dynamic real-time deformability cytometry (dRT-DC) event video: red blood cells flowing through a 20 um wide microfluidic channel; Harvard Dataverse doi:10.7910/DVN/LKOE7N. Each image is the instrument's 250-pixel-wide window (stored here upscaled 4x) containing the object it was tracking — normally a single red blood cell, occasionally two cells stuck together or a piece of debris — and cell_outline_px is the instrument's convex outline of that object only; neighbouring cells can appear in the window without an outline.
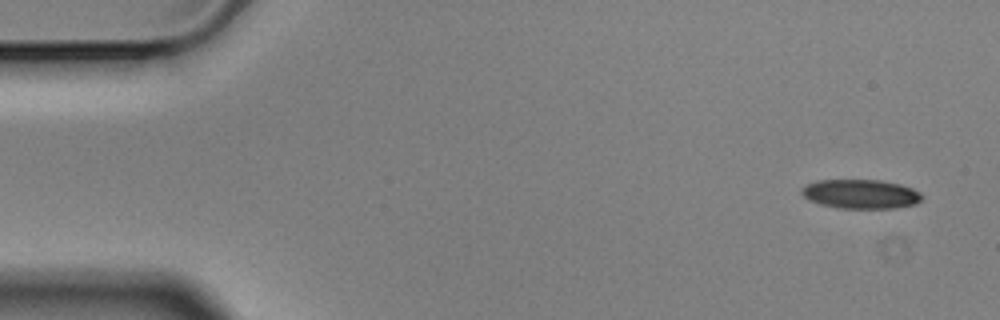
{"species": "Egyptian fruit bat (a non-hibernating species)", "species_latin": "Rousettus aegyptiacus", "temperature_condition": "cold", "stored_images_in_passage": 10, "camera_frame_rate_fps": 3000, "um_per_image_px": 0.085, "animal": {"sex": "male"}, "frame": {"image": 1, "passage_image": 1, "time_ms": 0.0, "image_size_px": [1000, 320], "cell_outline_px": [[924, 196], [916, 204], [896, 208], [836, 208], [820, 204], [808, 200], [800, 192], [800, 188], [816, 180], [880, 180], [900, 184], [912, 188], [920, 192]], "centroid_in_image_um": [73.15, 16.49], "position_along_channel_um": 11.8, "area_um2": 20.63}}
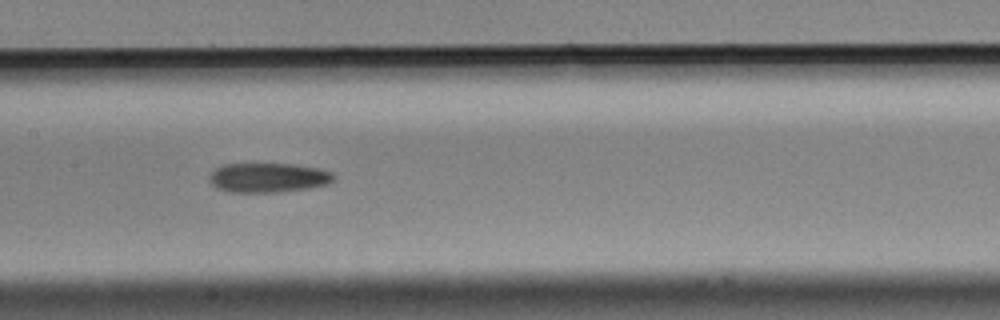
{"frame": {"image": 2, "passage_image": 7, "time_ms": 2.0, "image_size_px": [1000, 320], "cell_outline_px": [[332, 180], [328, 184], [308, 188], [280, 192], [228, 192], [216, 188], [208, 180], [208, 176], [216, 168], [224, 164], [292, 164], [316, 168], [332, 172]], "centroid_in_image_um": [22.73, 15.11], "position_along_channel_um": 184.7, "area_um2": 21.27}}
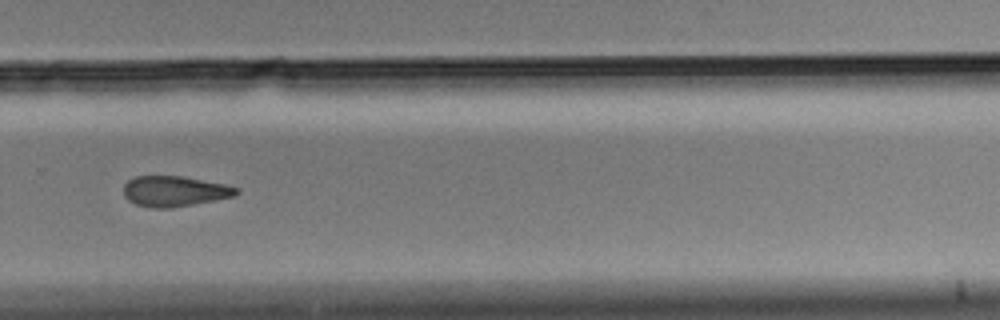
{"frame": {"image": 3, "passage_image": 10, "time_ms": 3.0, "image_size_px": [1000, 320], "cell_outline_px": [[240, 192], [236, 196], [172, 208], [152, 208], [136, 204], [128, 200], [124, 196], [124, 184], [128, 180], [136, 176], [180, 176], [228, 184], [240, 188]], "centroid_in_image_um": [14.88, 16.25], "position_along_channel_um": 314.9, "area_um2": 20.23}}